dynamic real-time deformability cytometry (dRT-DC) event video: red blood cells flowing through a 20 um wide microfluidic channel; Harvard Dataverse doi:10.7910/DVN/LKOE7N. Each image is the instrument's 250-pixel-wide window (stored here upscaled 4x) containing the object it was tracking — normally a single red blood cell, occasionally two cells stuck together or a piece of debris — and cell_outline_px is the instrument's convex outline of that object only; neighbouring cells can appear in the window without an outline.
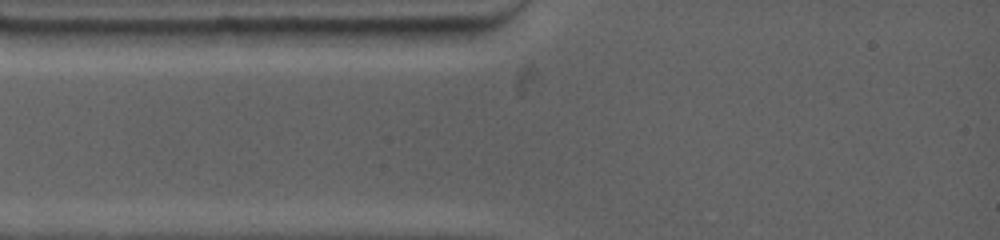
{"species": "common noctule bat (a hibernating species)", "species_latin": "Nyctalus noctula", "temperature_condition": "warm", "stored_images_in_passage": 4, "camera_frame_rate_fps": 4500, "um_per_image_px": 0.085, "animal": {"sex": "female", "body_mass_g": 19.0, "forearm_length_mm": 53.3}, "frame": {"image": 1, "passage_image": 1, "time_ms": 0.0, "image_size_px": [1000, 240], "cell_outline_px": [[472, 36], [464, 44], [416, 48], [320, 44], [316, 28], [472, 28]], "centroid_in_image_um": [33.55, 3.14], "position_along_channel_um": 51.5, "area_um2": 19.65}}